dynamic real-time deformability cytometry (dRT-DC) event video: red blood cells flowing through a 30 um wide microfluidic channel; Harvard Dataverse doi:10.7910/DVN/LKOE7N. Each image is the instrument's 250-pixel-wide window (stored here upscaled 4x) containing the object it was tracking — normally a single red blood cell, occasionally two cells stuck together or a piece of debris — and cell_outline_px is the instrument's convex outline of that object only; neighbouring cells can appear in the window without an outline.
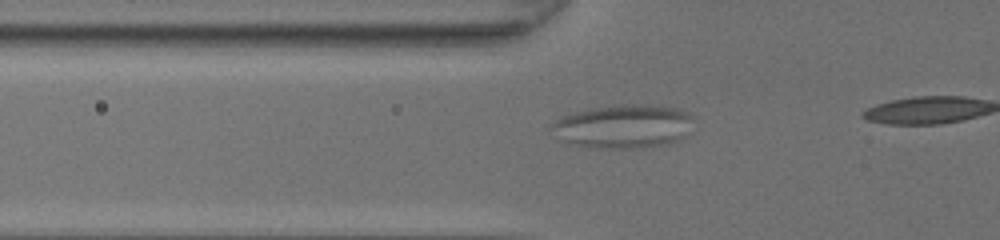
{"species": "common noctule bat (a hibernating species)", "species_latin": "Nyctalus noctula", "temperature_condition": "room temperature", "stored_images_in_passage": 10, "camera_frame_rate_fps": 3000, "um_per_image_px": 0.085, "animal": {"sex": "female", "body_mass_g": 20.0, "forearm_length_mm": 54.0}, "frame": {"image": 1, "passage_image": 4, "time_ms": 1.0, "image_size_px": [1000, 240], "cell_outline_px": [[688, 116], [680, 136], [676, 140], [660, 144], [640, 148], [596, 148], [576, 144], [564, 140], [552, 124], [560, 116], [588, 108], [620, 104], [660, 104], [676, 108], [684, 112]], "centroid_in_image_um": [52.89, 10.7], "position_along_channel_um": 72.9, "area_um2": 34.62}}